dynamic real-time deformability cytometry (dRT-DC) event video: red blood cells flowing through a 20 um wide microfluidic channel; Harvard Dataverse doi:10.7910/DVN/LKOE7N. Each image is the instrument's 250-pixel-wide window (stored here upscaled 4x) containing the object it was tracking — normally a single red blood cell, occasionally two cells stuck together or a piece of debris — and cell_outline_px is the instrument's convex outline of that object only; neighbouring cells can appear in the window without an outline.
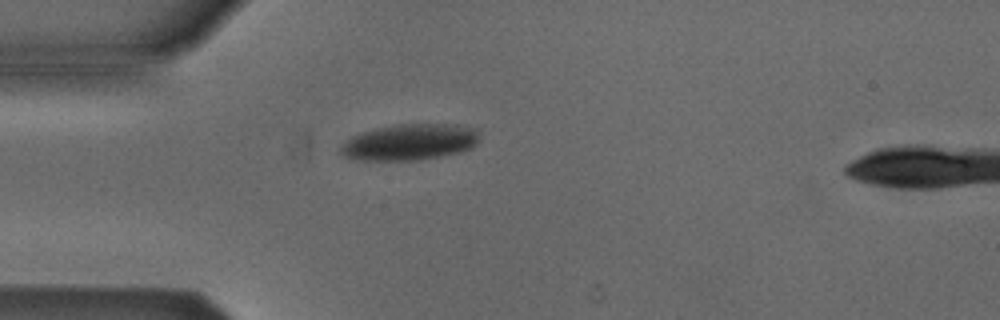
{"species": "Egyptian fruit bat (a non-hibernating species)", "species_latin": "Rousettus aegyptiacus", "temperature_condition": "cold", "stored_images_in_passage": 5, "camera_frame_rate_fps": 3000, "um_per_image_px": 0.085, "animal": {"sex": "male"}, "frame": {"image": 1, "passage_image": 4, "time_ms": 4.667, "image_size_px": [1000, 320], "cell_outline_px": [[476, 144], [472, 148], [460, 152], [420, 160], [352, 160], [344, 156], [340, 152], [340, 148], [352, 136], [376, 128], [396, 124], [456, 124], [476, 128]], "centroid_in_image_um": [34.82, 12.08], "position_along_channel_um": 50.2, "area_um2": 29.13}}